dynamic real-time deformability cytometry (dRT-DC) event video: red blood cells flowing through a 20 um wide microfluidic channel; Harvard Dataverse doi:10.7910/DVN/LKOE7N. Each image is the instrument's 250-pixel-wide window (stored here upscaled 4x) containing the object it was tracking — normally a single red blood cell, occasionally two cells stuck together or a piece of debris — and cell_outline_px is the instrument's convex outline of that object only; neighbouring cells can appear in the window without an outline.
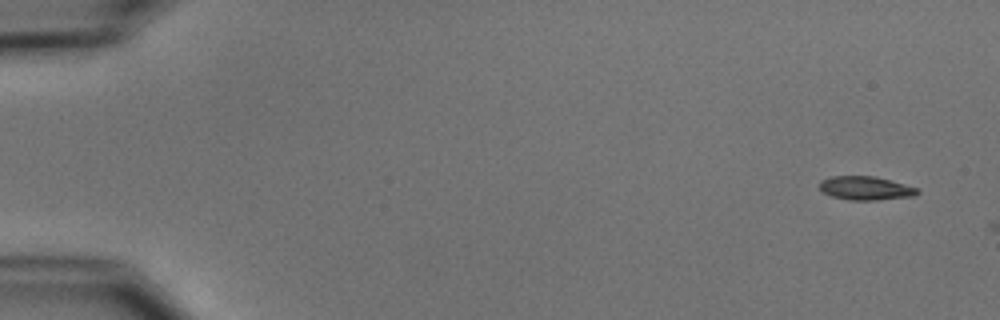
{"species": "common noctule bat (a hibernating species)", "species_latin": "Nyctalus noctula", "temperature_condition": "cold", "stored_images_in_passage": 3, "camera_frame_rate_fps": 3000, "um_per_image_px": 0.085, "animal": {"sex": "male", "body_mass_g": 15.6}, "frame": {"image": 1, "passage_image": 1, "time_ms": 0.0, "image_size_px": [1000, 320], "cell_outline_px": [[920, 192], [916, 196], [876, 200], [848, 200], [832, 196], [824, 192], [820, 188], [820, 180], [832, 176], [876, 176], [916, 188]], "centroid_in_image_um": [73.57, 16.0], "position_along_channel_um": 11.4, "area_um2": 13.41}}